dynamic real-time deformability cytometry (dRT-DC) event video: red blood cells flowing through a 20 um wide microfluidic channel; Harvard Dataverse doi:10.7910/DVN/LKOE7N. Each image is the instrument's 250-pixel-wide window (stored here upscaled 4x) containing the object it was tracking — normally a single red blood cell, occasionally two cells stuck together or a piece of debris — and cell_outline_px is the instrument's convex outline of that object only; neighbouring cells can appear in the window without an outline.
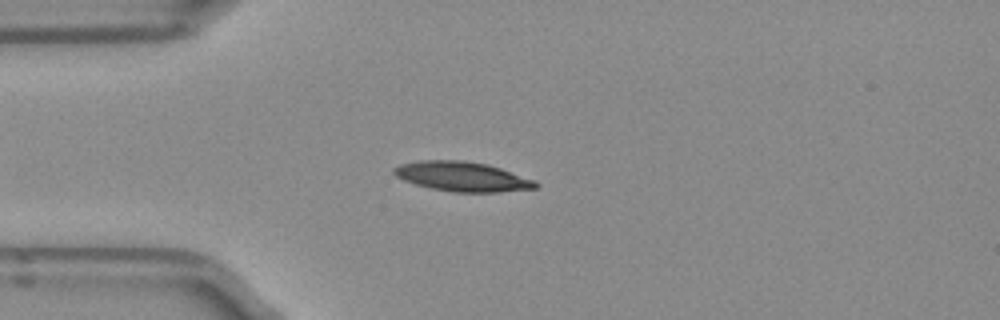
{"species": "Egyptian fruit bat (a non-hibernating species)", "species_latin": "Rousettus aegyptiacus", "temperature_condition": "room temperature", "stored_images_in_passage": 48, "camera_frame_rate_fps": 3000, "um_per_image_px": 0.085, "frame": {"image": 1, "passage_image": 10, "time_ms": 3.0, "image_size_px": [1000, 320], "cell_outline_px": [[540, 184], [536, 188], [500, 192], [456, 192], [432, 188], [416, 184], [404, 180], [396, 176], [392, 172], [392, 168], [400, 164], [420, 160], [464, 160], [488, 164], [536, 180]], "centroid_in_image_um": [39.31, 15.0], "position_along_channel_um": 45.7, "area_um2": 24.51}}
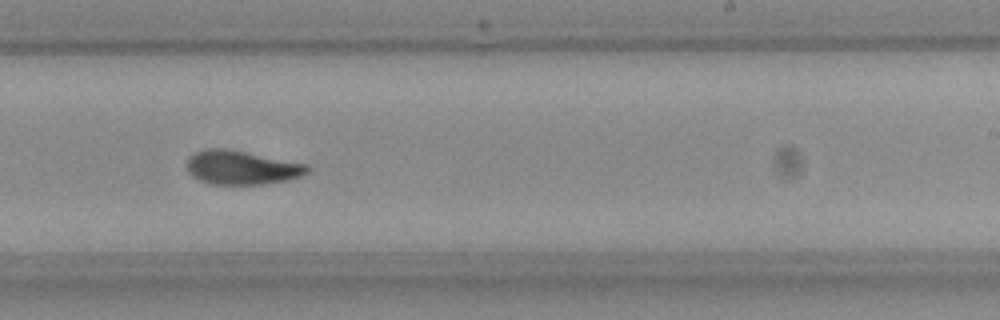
{"frame": {"image": 2, "passage_image": 28, "time_ms": 9.0, "image_size_px": [1000, 320], "cell_outline_px": [[312, 168], [308, 172], [292, 180], [264, 184], [208, 184], [192, 176], [188, 172], [188, 156], [196, 152], [208, 148], [228, 148], [308, 164]], "centroid_in_image_um": [20.58, 14.24], "position_along_channel_um": 268.4, "area_um2": 24.1}}
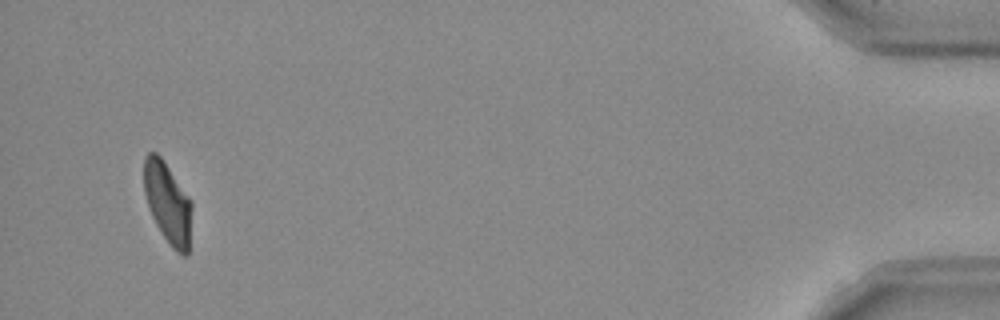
{"frame": {"image": 3, "passage_image": 46, "time_ms": 15.0, "image_size_px": [1000, 320], "cell_outline_px": [[192, 208], [188, 256], [184, 256], [176, 252], [172, 248], [156, 224], [152, 216], [144, 192], [144, 156], [148, 152], [156, 152], [160, 156], [192, 200]], "centroid_in_image_um": [14.27, 17.25], "position_along_channel_um": 420.9, "area_um2": 22.6}, "authors_computed_cell_mechanics": {"area_um2": 23.409, "velocity_mm_per_s": 3.9404, "shape_relaxation_time_tau1_ms": 5.071, "shape_relaxation_time_tau2_ms": 4.044, "deformation_change_tau1": 0.1816, "deformation_change_tau2": 0.0756}}